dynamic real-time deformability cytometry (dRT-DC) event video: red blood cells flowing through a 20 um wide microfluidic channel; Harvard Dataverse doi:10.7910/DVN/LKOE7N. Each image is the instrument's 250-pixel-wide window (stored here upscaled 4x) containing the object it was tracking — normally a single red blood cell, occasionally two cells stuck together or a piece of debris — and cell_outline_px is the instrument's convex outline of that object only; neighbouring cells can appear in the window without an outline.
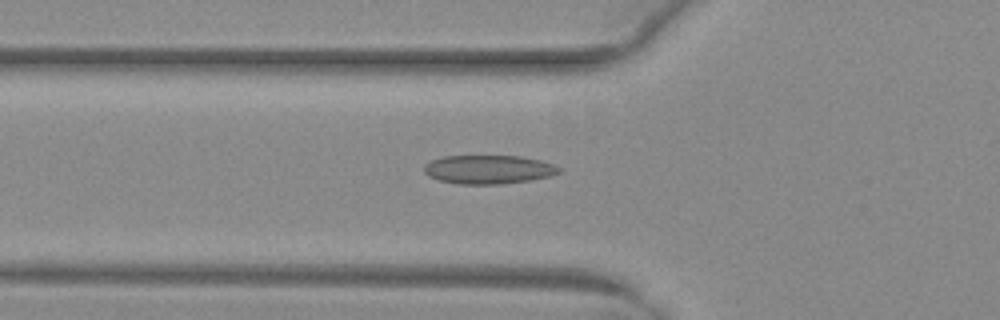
{"species": "common noctule bat (a hibernating species)", "species_latin": "Nyctalus noctula", "temperature_condition": "warm", "stored_images_in_passage": 51, "camera_frame_rate_fps": 3000, "um_per_image_px": 0.085, "animal": {"sex": "female", "body_mass_g": 29.2, "forearm_length_mm": 56.3}, "frame": {"image": 1, "passage_image": 19, "time_ms": 6.0, "image_size_px": [1000, 320], "cell_outline_px": [[564, 168], [560, 172], [548, 176], [532, 180], [500, 184], [456, 184], [440, 180], [428, 176], [424, 172], [424, 164], [432, 160], [444, 156], [520, 156], [540, 160]], "centroid_in_image_um": [41.52, 14.4], "position_along_channel_um": 84.3, "area_um2": 22.66}}
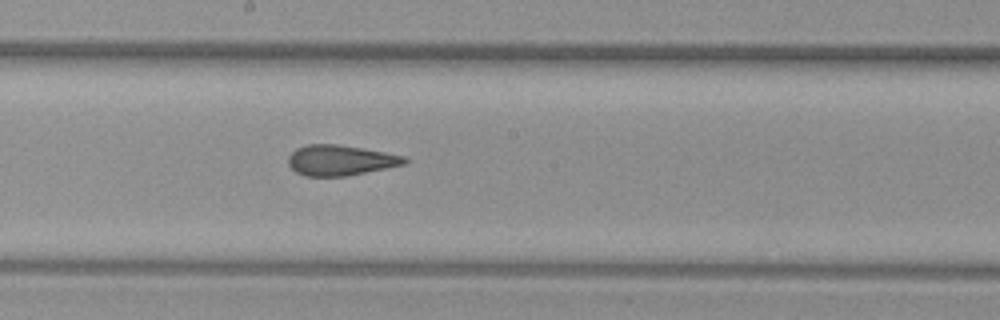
{"frame": {"image": 2, "passage_image": 29, "time_ms": 9.333, "image_size_px": [1000, 320], "cell_outline_px": [[408, 160], [404, 164], [344, 176], [304, 176], [296, 172], [288, 164], [288, 156], [296, 148], [308, 144], [336, 144], [384, 152], [404, 156]], "centroid_in_image_um": [28.87, 13.62], "position_along_channel_um": 219.3, "area_um2": 20.29}}
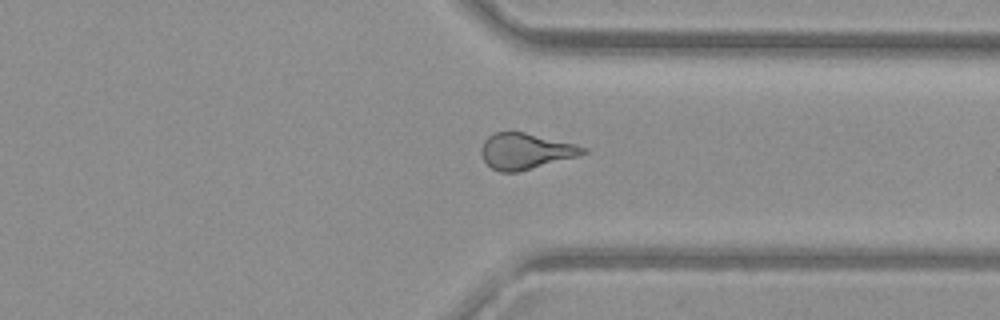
{"frame": {"image": 3, "passage_image": 40, "time_ms": 13.0, "image_size_px": [1000, 320], "cell_outline_px": [[588, 152], [576, 156], [520, 172], [500, 172], [492, 168], [484, 160], [480, 152], [480, 148], [484, 140], [492, 132], [524, 132], [576, 144], [588, 148]], "centroid_in_image_um": [44.65, 12.84], "position_along_channel_um": 366.8, "area_um2": 21.33}}